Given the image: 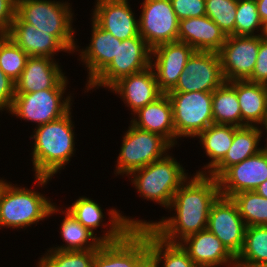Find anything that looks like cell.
<instances>
[{
    "label": "cell",
    "instance_id": "cell-1",
    "mask_svg": "<svg viewBox=\"0 0 267 267\" xmlns=\"http://www.w3.org/2000/svg\"><path fill=\"white\" fill-rule=\"evenodd\" d=\"M220 195L218 180L199 170L175 192L168 209L174 207L176 215L152 222L149 228L162 240L179 243L206 230L211 206Z\"/></svg>",
    "mask_w": 267,
    "mask_h": 267
},
{
    "label": "cell",
    "instance_id": "cell-2",
    "mask_svg": "<svg viewBox=\"0 0 267 267\" xmlns=\"http://www.w3.org/2000/svg\"><path fill=\"white\" fill-rule=\"evenodd\" d=\"M70 115L69 111L57 120L37 126L31 136L35 140L32 152L35 178L43 187L73 156L75 135Z\"/></svg>",
    "mask_w": 267,
    "mask_h": 267
},
{
    "label": "cell",
    "instance_id": "cell-3",
    "mask_svg": "<svg viewBox=\"0 0 267 267\" xmlns=\"http://www.w3.org/2000/svg\"><path fill=\"white\" fill-rule=\"evenodd\" d=\"M70 3L51 0H16L13 22H25L53 35L70 53L76 49Z\"/></svg>",
    "mask_w": 267,
    "mask_h": 267
},
{
    "label": "cell",
    "instance_id": "cell-4",
    "mask_svg": "<svg viewBox=\"0 0 267 267\" xmlns=\"http://www.w3.org/2000/svg\"><path fill=\"white\" fill-rule=\"evenodd\" d=\"M43 194L0 180V227L23 228L58 212Z\"/></svg>",
    "mask_w": 267,
    "mask_h": 267
},
{
    "label": "cell",
    "instance_id": "cell-5",
    "mask_svg": "<svg viewBox=\"0 0 267 267\" xmlns=\"http://www.w3.org/2000/svg\"><path fill=\"white\" fill-rule=\"evenodd\" d=\"M132 184L141 197L168 208L175 192L188 180L185 170L170 155L132 172Z\"/></svg>",
    "mask_w": 267,
    "mask_h": 267
},
{
    "label": "cell",
    "instance_id": "cell-6",
    "mask_svg": "<svg viewBox=\"0 0 267 267\" xmlns=\"http://www.w3.org/2000/svg\"><path fill=\"white\" fill-rule=\"evenodd\" d=\"M65 211V218L61 223L60 232L66 245L49 250H98L102 243L121 240L132 228H147L151 226V222L129 219L126 216H122L117 210L111 209L108 212L111 216L109 230L102 237H96V235L77 221L67 210Z\"/></svg>",
    "mask_w": 267,
    "mask_h": 267
},
{
    "label": "cell",
    "instance_id": "cell-7",
    "mask_svg": "<svg viewBox=\"0 0 267 267\" xmlns=\"http://www.w3.org/2000/svg\"><path fill=\"white\" fill-rule=\"evenodd\" d=\"M173 109L175 139L196 137L214 123L212 92H167Z\"/></svg>",
    "mask_w": 267,
    "mask_h": 267
},
{
    "label": "cell",
    "instance_id": "cell-8",
    "mask_svg": "<svg viewBox=\"0 0 267 267\" xmlns=\"http://www.w3.org/2000/svg\"><path fill=\"white\" fill-rule=\"evenodd\" d=\"M122 141L116 164V174H126V176L156 160L162 159L168 154L166 151L171 147L173 148L164 137L141 130L132 124L123 136Z\"/></svg>",
    "mask_w": 267,
    "mask_h": 267
},
{
    "label": "cell",
    "instance_id": "cell-9",
    "mask_svg": "<svg viewBox=\"0 0 267 267\" xmlns=\"http://www.w3.org/2000/svg\"><path fill=\"white\" fill-rule=\"evenodd\" d=\"M151 48L140 36L118 43L117 54L110 64L90 83L87 90L96 87H109L120 79L150 67Z\"/></svg>",
    "mask_w": 267,
    "mask_h": 267
},
{
    "label": "cell",
    "instance_id": "cell-10",
    "mask_svg": "<svg viewBox=\"0 0 267 267\" xmlns=\"http://www.w3.org/2000/svg\"><path fill=\"white\" fill-rule=\"evenodd\" d=\"M65 90L43 89L33 93H15L10 113L38 123V126L57 120L71 109V98H62Z\"/></svg>",
    "mask_w": 267,
    "mask_h": 267
},
{
    "label": "cell",
    "instance_id": "cell-11",
    "mask_svg": "<svg viewBox=\"0 0 267 267\" xmlns=\"http://www.w3.org/2000/svg\"><path fill=\"white\" fill-rule=\"evenodd\" d=\"M139 20V35L154 47L178 41L179 19L171 0H144Z\"/></svg>",
    "mask_w": 267,
    "mask_h": 267
},
{
    "label": "cell",
    "instance_id": "cell-12",
    "mask_svg": "<svg viewBox=\"0 0 267 267\" xmlns=\"http://www.w3.org/2000/svg\"><path fill=\"white\" fill-rule=\"evenodd\" d=\"M261 35L227 36L218 51L221 69L226 82L245 81L252 75L259 52Z\"/></svg>",
    "mask_w": 267,
    "mask_h": 267
},
{
    "label": "cell",
    "instance_id": "cell-13",
    "mask_svg": "<svg viewBox=\"0 0 267 267\" xmlns=\"http://www.w3.org/2000/svg\"><path fill=\"white\" fill-rule=\"evenodd\" d=\"M225 82L218 52L195 51L169 92H213Z\"/></svg>",
    "mask_w": 267,
    "mask_h": 267
},
{
    "label": "cell",
    "instance_id": "cell-14",
    "mask_svg": "<svg viewBox=\"0 0 267 267\" xmlns=\"http://www.w3.org/2000/svg\"><path fill=\"white\" fill-rule=\"evenodd\" d=\"M148 255V227L132 228L121 240L102 243L93 267H138Z\"/></svg>",
    "mask_w": 267,
    "mask_h": 267
},
{
    "label": "cell",
    "instance_id": "cell-15",
    "mask_svg": "<svg viewBox=\"0 0 267 267\" xmlns=\"http://www.w3.org/2000/svg\"><path fill=\"white\" fill-rule=\"evenodd\" d=\"M246 227L232 198L220 195L211 206L206 229L213 233L235 258L242 250Z\"/></svg>",
    "mask_w": 267,
    "mask_h": 267
},
{
    "label": "cell",
    "instance_id": "cell-16",
    "mask_svg": "<svg viewBox=\"0 0 267 267\" xmlns=\"http://www.w3.org/2000/svg\"><path fill=\"white\" fill-rule=\"evenodd\" d=\"M221 196L231 198L239 192L255 191L267 180V147L240 163L228 167L218 178Z\"/></svg>",
    "mask_w": 267,
    "mask_h": 267
},
{
    "label": "cell",
    "instance_id": "cell-17",
    "mask_svg": "<svg viewBox=\"0 0 267 267\" xmlns=\"http://www.w3.org/2000/svg\"><path fill=\"white\" fill-rule=\"evenodd\" d=\"M195 51L193 47L180 41L163 43L151 49L150 66L156 76L158 87L163 93L175 87L186 62ZM153 56L156 57L154 62Z\"/></svg>",
    "mask_w": 267,
    "mask_h": 267
},
{
    "label": "cell",
    "instance_id": "cell-18",
    "mask_svg": "<svg viewBox=\"0 0 267 267\" xmlns=\"http://www.w3.org/2000/svg\"><path fill=\"white\" fill-rule=\"evenodd\" d=\"M54 58L29 56L20 78L15 82V93H33L43 89H66V76Z\"/></svg>",
    "mask_w": 267,
    "mask_h": 267
},
{
    "label": "cell",
    "instance_id": "cell-19",
    "mask_svg": "<svg viewBox=\"0 0 267 267\" xmlns=\"http://www.w3.org/2000/svg\"><path fill=\"white\" fill-rule=\"evenodd\" d=\"M92 20L118 40L139 35V21L128 4V0H96Z\"/></svg>",
    "mask_w": 267,
    "mask_h": 267
},
{
    "label": "cell",
    "instance_id": "cell-20",
    "mask_svg": "<svg viewBox=\"0 0 267 267\" xmlns=\"http://www.w3.org/2000/svg\"><path fill=\"white\" fill-rule=\"evenodd\" d=\"M179 244L197 267H236V258L207 229L187 236Z\"/></svg>",
    "mask_w": 267,
    "mask_h": 267
},
{
    "label": "cell",
    "instance_id": "cell-21",
    "mask_svg": "<svg viewBox=\"0 0 267 267\" xmlns=\"http://www.w3.org/2000/svg\"><path fill=\"white\" fill-rule=\"evenodd\" d=\"M110 90L119 94L134 113L163 94L151 66L120 79Z\"/></svg>",
    "mask_w": 267,
    "mask_h": 267
},
{
    "label": "cell",
    "instance_id": "cell-22",
    "mask_svg": "<svg viewBox=\"0 0 267 267\" xmlns=\"http://www.w3.org/2000/svg\"><path fill=\"white\" fill-rule=\"evenodd\" d=\"M227 36L208 16L179 20L178 41L196 51L218 52Z\"/></svg>",
    "mask_w": 267,
    "mask_h": 267
},
{
    "label": "cell",
    "instance_id": "cell-23",
    "mask_svg": "<svg viewBox=\"0 0 267 267\" xmlns=\"http://www.w3.org/2000/svg\"><path fill=\"white\" fill-rule=\"evenodd\" d=\"M137 118L131 120L135 127L164 137L172 146L177 144L173 121V109L167 93L138 109ZM138 120V121H137ZM176 142V143H175Z\"/></svg>",
    "mask_w": 267,
    "mask_h": 267
},
{
    "label": "cell",
    "instance_id": "cell-24",
    "mask_svg": "<svg viewBox=\"0 0 267 267\" xmlns=\"http://www.w3.org/2000/svg\"><path fill=\"white\" fill-rule=\"evenodd\" d=\"M92 38L90 45L80 51L81 61L89 70L88 84H90L113 60L121 40L115 38L110 32L101 29L92 20Z\"/></svg>",
    "mask_w": 267,
    "mask_h": 267
},
{
    "label": "cell",
    "instance_id": "cell-25",
    "mask_svg": "<svg viewBox=\"0 0 267 267\" xmlns=\"http://www.w3.org/2000/svg\"><path fill=\"white\" fill-rule=\"evenodd\" d=\"M6 35L28 56L52 58L59 50L68 51L53 35L25 22H13Z\"/></svg>",
    "mask_w": 267,
    "mask_h": 267
},
{
    "label": "cell",
    "instance_id": "cell-26",
    "mask_svg": "<svg viewBox=\"0 0 267 267\" xmlns=\"http://www.w3.org/2000/svg\"><path fill=\"white\" fill-rule=\"evenodd\" d=\"M236 93L241 110V127L265 125L267 122V85L247 80L236 81Z\"/></svg>",
    "mask_w": 267,
    "mask_h": 267
},
{
    "label": "cell",
    "instance_id": "cell-27",
    "mask_svg": "<svg viewBox=\"0 0 267 267\" xmlns=\"http://www.w3.org/2000/svg\"><path fill=\"white\" fill-rule=\"evenodd\" d=\"M261 134L258 126L239 127L224 159L208 175L217 179L228 167L259 153L264 149L257 147Z\"/></svg>",
    "mask_w": 267,
    "mask_h": 267
},
{
    "label": "cell",
    "instance_id": "cell-28",
    "mask_svg": "<svg viewBox=\"0 0 267 267\" xmlns=\"http://www.w3.org/2000/svg\"><path fill=\"white\" fill-rule=\"evenodd\" d=\"M238 128L232 125L213 123L197 135L206 155L212 159L209 164L204 166L208 170V174L224 159Z\"/></svg>",
    "mask_w": 267,
    "mask_h": 267
},
{
    "label": "cell",
    "instance_id": "cell-29",
    "mask_svg": "<svg viewBox=\"0 0 267 267\" xmlns=\"http://www.w3.org/2000/svg\"><path fill=\"white\" fill-rule=\"evenodd\" d=\"M214 124L241 127V110L236 93V81L224 82L212 92Z\"/></svg>",
    "mask_w": 267,
    "mask_h": 267
},
{
    "label": "cell",
    "instance_id": "cell-30",
    "mask_svg": "<svg viewBox=\"0 0 267 267\" xmlns=\"http://www.w3.org/2000/svg\"><path fill=\"white\" fill-rule=\"evenodd\" d=\"M267 262V226H247L236 267H255Z\"/></svg>",
    "mask_w": 267,
    "mask_h": 267
},
{
    "label": "cell",
    "instance_id": "cell-31",
    "mask_svg": "<svg viewBox=\"0 0 267 267\" xmlns=\"http://www.w3.org/2000/svg\"><path fill=\"white\" fill-rule=\"evenodd\" d=\"M149 255L162 267H197L179 243H169L148 227Z\"/></svg>",
    "mask_w": 267,
    "mask_h": 267
},
{
    "label": "cell",
    "instance_id": "cell-32",
    "mask_svg": "<svg viewBox=\"0 0 267 267\" xmlns=\"http://www.w3.org/2000/svg\"><path fill=\"white\" fill-rule=\"evenodd\" d=\"M239 214L246 226H267V199L255 191L239 192L233 195Z\"/></svg>",
    "mask_w": 267,
    "mask_h": 267
},
{
    "label": "cell",
    "instance_id": "cell-33",
    "mask_svg": "<svg viewBox=\"0 0 267 267\" xmlns=\"http://www.w3.org/2000/svg\"><path fill=\"white\" fill-rule=\"evenodd\" d=\"M28 55L6 34L0 39V68L14 82L23 72Z\"/></svg>",
    "mask_w": 267,
    "mask_h": 267
},
{
    "label": "cell",
    "instance_id": "cell-34",
    "mask_svg": "<svg viewBox=\"0 0 267 267\" xmlns=\"http://www.w3.org/2000/svg\"><path fill=\"white\" fill-rule=\"evenodd\" d=\"M97 250H48L39 263L42 267H93Z\"/></svg>",
    "mask_w": 267,
    "mask_h": 267
},
{
    "label": "cell",
    "instance_id": "cell-35",
    "mask_svg": "<svg viewBox=\"0 0 267 267\" xmlns=\"http://www.w3.org/2000/svg\"><path fill=\"white\" fill-rule=\"evenodd\" d=\"M238 0H205L208 16L226 36H235Z\"/></svg>",
    "mask_w": 267,
    "mask_h": 267
},
{
    "label": "cell",
    "instance_id": "cell-36",
    "mask_svg": "<svg viewBox=\"0 0 267 267\" xmlns=\"http://www.w3.org/2000/svg\"><path fill=\"white\" fill-rule=\"evenodd\" d=\"M262 33L263 22L259 18L255 0H238L235 19V36H257L254 31Z\"/></svg>",
    "mask_w": 267,
    "mask_h": 267
},
{
    "label": "cell",
    "instance_id": "cell-37",
    "mask_svg": "<svg viewBox=\"0 0 267 267\" xmlns=\"http://www.w3.org/2000/svg\"><path fill=\"white\" fill-rule=\"evenodd\" d=\"M67 211L91 233L100 226L104 214L101 207L92 199L79 197Z\"/></svg>",
    "mask_w": 267,
    "mask_h": 267
},
{
    "label": "cell",
    "instance_id": "cell-38",
    "mask_svg": "<svg viewBox=\"0 0 267 267\" xmlns=\"http://www.w3.org/2000/svg\"><path fill=\"white\" fill-rule=\"evenodd\" d=\"M179 20L206 16L205 0H171Z\"/></svg>",
    "mask_w": 267,
    "mask_h": 267
},
{
    "label": "cell",
    "instance_id": "cell-39",
    "mask_svg": "<svg viewBox=\"0 0 267 267\" xmlns=\"http://www.w3.org/2000/svg\"><path fill=\"white\" fill-rule=\"evenodd\" d=\"M247 81L267 85V39L261 37L256 65Z\"/></svg>",
    "mask_w": 267,
    "mask_h": 267
},
{
    "label": "cell",
    "instance_id": "cell-40",
    "mask_svg": "<svg viewBox=\"0 0 267 267\" xmlns=\"http://www.w3.org/2000/svg\"><path fill=\"white\" fill-rule=\"evenodd\" d=\"M15 97V82L11 80L0 68V110L10 108Z\"/></svg>",
    "mask_w": 267,
    "mask_h": 267
},
{
    "label": "cell",
    "instance_id": "cell-41",
    "mask_svg": "<svg viewBox=\"0 0 267 267\" xmlns=\"http://www.w3.org/2000/svg\"><path fill=\"white\" fill-rule=\"evenodd\" d=\"M16 0H0V31L7 34L14 21Z\"/></svg>",
    "mask_w": 267,
    "mask_h": 267
},
{
    "label": "cell",
    "instance_id": "cell-42",
    "mask_svg": "<svg viewBox=\"0 0 267 267\" xmlns=\"http://www.w3.org/2000/svg\"><path fill=\"white\" fill-rule=\"evenodd\" d=\"M257 4L259 18L262 22L267 20V0H255Z\"/></svg>",
    "mask_w": 267,
    "mask_h": 267
},
{
    "label": "cell",
    "instance_id": "cell-43",
    "mask_svg": "<svg viewBox=\"0 0 267 267\" xmlns=\"http://www.w3.org/2000/svg\"><path fill=\"white\" fill-rule=\"evenodd\" d=\"M138 267H159L158 263L150 256L148 255L140 264Z\"/></svg>",
    "mask_w": 267,
    "mask_h": 267
},
{
    "label": "cell",
    "instance_id": "cell-44",
    "mask_svg": "<svg viewBox=\"0 0 267 267\" xmlns=\"http://www.w3.org/2000/svg\"><path fill=\"white\" fill-rule=\"evenodd\" d=\"M255 192L267 199V180L260 184L255 190Z\"/></svg>",
    "mask_w": 267,
    "mask_h": 267
},
{
    "label": "cell",
    "instance_id": "cell-45",
    "mask_svg": "<svg viewBox=\"0 0 267 267\" xmlns=\"http://www.w3.org/2000/svg\"><path fill=\"white\" fill-rule=\"evenodd\" d=\"M261 37L267 39V20L263 22L262 33H260Z\"/></svg>",
    "mask_w": 267,
    "mask_h": 267
},
{
    "label": "cell",
    "instance_id": "cell-46",
    "mask_svg": "<svg viewBox=\"0 0 267 267\" xmlns=\"http://www.w3.org/2000/svg\"><path fill=\"white\" fill-rule=\"evenodd\" d=\"M255 267H267V262H263L261 264H258L257 266Z\"/></svg>",
    "mask_w": 267,
    "mask_h": 267
},
{
    "label": "cell",
    "instance_id": "cell-47",
    "mask_svg": "<svg viewBox=\"0 0 267 267\" xmlns=\"http://www.w3.org/2000/svg\"><path fill=\"white\" fill-rule=\"evenodd\" d=\"M264 128H265V130H266V132H267V122H266V124L264 125ZM267 145V144H266ZM267 147V146H266Z\"/></svg>",
    "mask_w": 267,
    "mask_h": 267
},
{
    "label": "cell",
    "instance_id": "cell-48",
    "mask_svg": "<svg viewBox=\"0 0 267 267\" xmlns=\"http://www.w3.org/2000/svg\"><path fill=\"white\" fill-rule=\"evenodd\" d=\"M4 33L0 31V39L3 37Z\"/></svg>",
    "mask_w": 267,
    "mask_h": 267
}]
</instances>
